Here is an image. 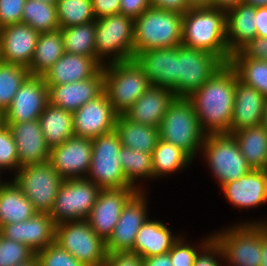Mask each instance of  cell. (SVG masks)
<instances>
[{
    "label": "cell",
    "mask_w": 267,
    "mask_h": 266,
    "mask_svg": "<svg viewBox=\"0 0 267 266\" xmlns=\"http://www.w3.org/2000/svg\"><path fill=\"white\" fill-rule=\"evenodd\" d=\"M235 84V70L229 64H224L187 98L206 134H230Z\"/></svg>",
    "instance_id": "1"
},
{
    "label": "cell",
    "mask_w": 267,
    "mask_h": 266,
    "mask_svg": "<svg viewBox=\"0 0 267 266\" xmlns=\"http://www.w3.org/2000/svg\"><path fill=\"white\" fill-rule=\"evenodd\" d=\"M182 45L217 56L228 64L226 11L215 7L192 8L182 18Z\"/></svg>",
    "instance_id": "2"
},
{
    "label": "cell",
    "mask_w": 267,
    "mask_h": 266,
    "mask_svg": "<svg viewBox=\"0 0 267 266\" xmlns=\"http://www.w3.org/2000/svg\"><path fill=\"white\" fill-rule=\"evenodd\" d=\"M250 220L212 231V238L222 250L225 266H260L262 223L267 224V219Z\"/></svg>",
    "instance_id": "3"
},
{
    "label": "cell",
    "mask_w": 267,
    "mask_h": 266,
    "mask_svg": "<svg viewBox=\"0 0 267 266\" xmlns=\"http://www.w3.org/2000/svg\"><path fill=\"white\" fill-rule=\"evenodd\" d=\"M183 15L149 7L134 19V57L149 49L182 45Z\"/></svg>",
    "instance_id": "4"
},
{
    "label": "cell",
    "mask_w": 267,
    "mask_h": 266,
    "mask_svg": "<svg viewBox=\"0 0 267 266\" xmlns=\"http://www.w3.org/2000/svg\"><path fill=\"white\" fill-rule=\"evenodd\" d=\"M159 135L194 160L199 157L206 133L200 127L192 103L187 98H175L161 120Z\"/></svg>",
    "instance_id": "5"
},
{
    "label": "cell",
    "mask_w": 267,
    "mask_h": 266,
    "mask_svg": "<svg viewBox=\"0 0 267 266\" xmlns=\"http://www.w3.org/2000/svg\"><path fill=\"white\" fill-rule=\"evenodd\" d=\"M102 69L104 92L118 115L124 114L152 85L135 59L106 63Z\"/></svg>",
    "instance_id": "6"
},
{
    "label": "cell",
    "mask_w": 267,
    "mask_h": 266,
    "mask_svg": "<svg viewBox=\"0 0 267 266\" xmlns=\"http://www.w3.org/2000/svg\"><path fill=\"white\" fill-rule=\"evenodd\" d=\"M200 154L219 188L252 170L232 134H206Z\"/></svg>",
    "instance_id": "7"
},
{
    "label": "cell",
    "mask_w": 267,
    "mask_h": 266,
    "mask_svg": "<svg viewBox=\"0 0 267 266\" xmlns=\"http://www.w3.org/2000/svg\"><path fill=\"white\" fill-rule=\"evenodd\" d=\"M95 44L103 65L134 59V19L121 13L96 19Z\"/></svg>",
    "instance_id": "8"
},
{
    "label": "cell",
    "mask_w": 267,
    "mask_h": 266,
    "mask_svg": "<svg viewBox=\"0 0 267 266\" xmlns=\"http://www.w3.org/2000/svg\"><path fill=\"white\" fill-rule=\"evenodd\" d=\"M9 178L39 213H50L64 180L49 161L21 167Z\"/></svg>",
    "instance_id": "9"
},
{
    "label": "cell",
    "mask_w": 267,
    "mask_h": 266,
    "mask_svg": "<svg viewBox=\"0 0 267 266\" xmlns=\"http://www.w3.org/2000/svg\"><path fill=\"white\" fill-rule=\"evenodd\" d=\"M55 242L84 266H103L107 256L106 242L87 220L56 224Z\"/></svg>",
    "instance_id": "10"
},
{
    "label": "cell",
    "mask_w": 267,
    "mask_h": 266,
    "mask_svg": "<svg viewBox=\"0 0 267 266\" xmlns=\"http://www.w3.org/2000/svg\"><path fill=\"white\" fill-rule=\"evenodd\" d=\"M121 147L120 138L115 130L93 138L92 159L86 178L101 189L131 187L119 161Z\"/></svg>",
    "instance_id": "11"
},
{
    "label": "cell",
    "mask_w": 267,
    "mask_h": 266,
    "mask_svg": "<svg viewBox=\"0 0 267 266\" xmlns=\"http://www.w3.org/2000/svg\"><path fill=\"white\" fill-rule=\"evenodd\" d=\"M100 191L87 178L63 180L49 215L55 224L86 220Z\"/></svg>",
    "instance_id": "12"
},
{
    "label": "cell",
    "mask_w": 267,
    "mask_h": 266,
    "mask_svg": "<svg viewBox=\"0 0 267 266\" xmlns=\"http://www.w3.org/2000/svg\"><path fill=\"white\" fill-rule=\"evenodd\" d=\"M223 65L213 54L179 45L178 83L171 90L176 98H188Z\"/></svg>",
    "instance_id": "13"
},
{
    "label": "cell",
    "mask_w": 267,
    "mask_h": 266,
    "mask_svg": "<svg viewBox=\"0 0 267 266\" xmlns=\"http://www.w3.org/2000/svg\"><path fill=\"white\" fill-rule=\"evenodd\" d=\"M148 194L147 191H138L126 203L112 235L106 241L107 253L134 252L136 235L141 226L151 216L148 215L150 213V211L148 212L150 210Z\"/></svg>",
    "instance_id": "14"
},
{
    "label": "cell",
    "mask_w": 267,
    "mask_h": 266,
    "mask_svg": "<svg viewBox=\"0 0 267 266\" xmlns=\"http://www.w3.org/2000/svg\"><path fill=\"white\" fill-rule=\"evenodd\" d=\"M137 192L133 187L101 189L86 219L97 236L108 240L126 203Z\"/></svg>",
    "instance_id": "15"
},
{
    "label": "cell",
    "mask_w": 267,
    "mask_h": 266,
    "mask_svg": "<svg viewBox=\"0 0 267 266\" xmlns=\"http://www.w3.org/2000/svg\"><path fill=\"white\" fill-rule=\"evenodd\" d=\"M92 159V139L72 136L50 149L49 162L61 177L86 178Z\"/></svg>",
    "instance_id": "16"
},
{
    "label": "cell",
    "mask_w": 267,
    "mask_h": 266,
    "mask_svg": "<svg viewBox=\"0 0 267 266\" xmlns=\"http://www.w3.org/2000/svg\"><path fill=\"white\" fill-rule=\"evenodd\" d=\"M72 114L75 136L89 139L115 130L118 116L105 92L85 103Z\"/></svg>",
    "instance_id": "17"
},
{
    "label": "cell",
    "mask_w": 267,
    "mask_h": 266,
    "mask_svg": "<svg viewBox=\"0 0 267 266\" xmlns=\"http://www.w3.org/2000/svg\"><path fill=\"white\" fill-rule=\"evenodd\" d=\"M48 104V86L43 77L30 75L4 112L5 123L37 120Z\"/></svg>",
    "instance_id": "18"
},
{
    "label": "cell",
    "mask_w": 267,
    "mask_h": 266,
    "mask_svg": "<svg viewBox=\"0 0 267 266\" xmlns=\"http://www.w3.org/2000/svg\"><path fill=\"white\" fill-rule=\"evenodd\" d=\"M38 36V31L22 22L0 28V61L29 68Z\"/></svg>",
    "instance_id": "19"
},
{
    "label": "cell",
    "mask_w": 267,
    "mask_h": 266,
    "mask_svg": "<svg viewBox=\"0 0 267 266\" xmlns=\"http://www.w3.org/2000/svg\"><path fill=\"white\" fill-rule=\"evenodd\" d=\"M220 190L226 201L240 211L267 205V170L252 169L238 180L224 184Z\"/></svg>",
    "instance_id": "20"
},
{
    "label": "cell",
    "mask_w": 267,
    "mask_h": 266,
    "mask_svg": "<svg viewBox=\"0 0 267 266\" xmlns=\"http://www.w3.org/2000/svg\"><path fill=\"white\" fill-rule=\"evenodd\" d=\"M55 227L49 213L37 212L25 221L3 225L0 234L6 239L24 243L37 253L55 242Z\"/></svg>",
    "instance_id": "21"
},
{
    "label": "cell",
    "mask_w": 267,
    "mask_h": 266,
    "mask_svg": "<svg viewBox=\"0 0 267 266\" xmlns=\"http://www.w3.org/2000/svg\"><path fill=\"white\" fill-rule=\"evenodd\" d=\"M103 92L104 72L102 68L87 80L48 86L49 104L72 113Z\"/></svg>",
    "instance_id": "22"
},
{
    "label": "cell",
    "mask_w": 267,
    "mask_h": 266,
    "mask_svg": "<svg viewBox=\"0 0 267 266\" xmlns=\"http://www.w3.org/2000/svg\"><path fill=\"white\" fill-rule=\"evenodd\" d=\"M5 124L14 138L20 168L49 161L50 148L44 138L39 119Z\"/></svg>",
    "instance_id": "23"
},
{
    "label": "cell",
    "mask_w": 267,
    "mask_h": 266,
    "mask_svg": "<svg viewBox=\"0 0 267 266\" xmlns=\"http://www.w3.org/2000/svg\"><path fill=\"white\" fill-rule=\"evenodd\" d=\"M134 59L152 85L172 89L178 83V46L142 51Z\"/></svg>",
    "instance_id": "24"
},
{
    "label": "cell",
    "mask_w": 267,
    "mask_h": 266,
    "mask_svg": "<svg viewBox=\"0 0 267 266\" xmlns=\"http://www.w3.org/2000/svg\"><path fill=\"white\" fill-rule=\"evenodd\" d=\"M175 98L171 89L151 85L124 115L136 123L159 128L168 106Z\"/></svg>",
    "instance_id": "25"
},
{
    "label": "cell",
    "mask_w": 267,
    "mask_h": 266,
    "mask_svg": "<svg viewBox=\"0 0 267 266\" xmlns=\"http://www.w3.org/2000/svg\"><path fill=\"white\" fill-rule=\"evenodd\" d=\"M102 66L96 57L65 52L42 77L47 86L80 82L93 77Z\"/></svg>",
    "instance_id": "26"
},
{
    "label": "cell",
    "mask_w": 267,
    "mask_h": 266,
    "mask_svg": "<svg viewBox=\"0 0 267 266\" xmlns=\"http://www.w3.org/2000/svg\"><path fill=\"white\" fill-rule=\"evenodd\" d=\"M266 97L255 88L241 82L236 74L235 100L230 134L251 126L261 125Z\"/></svg>",
    "instance_id": "27"
},
{
    "label": "cell",
    "mask_w": 267,
    "mask_h": 266,
    "mask_svg": "<svg viewBox=\"0 0 267 266\" xmlns=\"http://www.w3.org/2000/svg\"><path fill=\"white\" fill-rule=\"evenodd\" d=\"M148 218L136 235L134 252L142 258L169 252L182 234L173 233L163 220ZM175 234V235H174Z\"/></svg>",
    "instance_id": "28"
},
{
    "label": "cell",
    "mask_w": 267,
    "mask_h": 266,
    "mask_svg": "<svg viewBox=\"0 0 267 266\" xmlns=\"http://www.w3.org/2000/svg\"><path fill=\"white\" fill-rule=\"evenodd\" d=\"M255 16L256 8L243 2L226 11V38L231 54L256 37Z\"/></svg>",
    "instance_id": "29"
},
{
    "label": "cell",
    "mask_w": 267,
    "mask_h": 266,
    "mask_svg": "<svg viewBox=\"0 0 267 266\" xmlns=\"http://www.w3.org/2000/svg\"><path fill=\"white\" fill-rule=\"evenodd\" d=\"M115 131L122 146L144 153H152L160 138L159 128L136 123L124 114L117 116Z\"/></svg>",
    "instance_id": "30"
},
{
    "label": "cell",
    "mask_w": 267,
    "mask_h": 266,
    "mask_svg": "<svg viewBox=\"0 0 267 266\" xmlns=\"http://www.w3.org/2000/svg\"><path fill=\"white\" fill-rule=\"evenodd\" d=\"M36 213L31 201L10 178L0 187V228L30 219Z\"/></svg>",
    "instance_id": "31"
},
{
    "label": "cell",
    "mask_w": 267,
    "mask_h": 266,
    "mask_svg": "<svg viewBox=\"0 0 267 266\" xmlns=\"http://www.w3.org/2000/svg\"><path fill=\"white\" fill-rule=\"evenodd\" d=\"M64 53L61 28L39 33L32 63L28 68L30 75L43 76Z\"/></svg>",
    "instance_id": "32"
},
{
    "label": "cell",
    "mask_w": 267,
    "mask_h": 266,
    "mask_svg": "<svg viewBox=\"0 0 267 266\" xmlns=\"http://www.w3.org/2000/svg\"><path fill=\"white\" fill-rule=\"evenodd\" d=\"M41 129L50 149L75 136L73 114L62 108L48 104L39 116Z\"/></svg>",
    "instance_id": "33"
},
{
    "label": "cell",
    "mask_w": 267,
    "mask_h": 266,
    "mask_svg": "<svg viewBox=\"0 0 267 266\" xmlns=\"http://www.w3.org/2000/svg\"><path fill=\"white\" fill-rule=\"evenodd\" d=\"M118 157L128 184L139 192L147 191L148 188L146 189L143 183L146 180L150 182L154 180L152 153H144L122 146Z\"/></svg>",
    "instance_id": "34"
},
{
    "label": "cell",
    "mask_w": 267,
    "mask_h": 266,
    "mask_svg": "<svg viewBox=\"0 0 267 266\" xmlns=\"http://www.w3.org/2000/svg\"><path fill=\"white\" fill-rule=\"evenodd\" d=\"M252 169L267 170V131L262 125L231 133Z\"/></svg>",
    "instance_id": "35"
},
{
    "label": "cell",
    "mask_w": 267,
    "mask_h": 266,
    "mask_svg": "<svg viewBox=\"0 0 267 266\" xmlns=\"http://www.w3.org/2000/svg\"><path fill=\"white\" fill-rule=\"evenodd\" d=\"M152 161L155 181L180 173L194 163L183 150L160 138L152 152Z\"/></svg>",
    "instance_id": "36"
},
{
    "label": "cell",
    "mask_w": 267,
    "mask_h": 266,
    "mask_svg": "<svg viewBox=\"0 0 267 266\" xmlns=\"http://www.w3.org/2000/svg\"><path fill=\"white\" fill-rule=\"evenodd\" d=\"M66 53L96 57V20L61 28Z\"/></svg>",
    "instance_id": "37"
},
{
    "label": "cell",
    "mask_w": 267,
    "mask_h": 266,
    "mask_svg": "<svg viewBox=\"0 0 267 266\" xmlns=\"http://www.w3.org/2000/svg\"><path fill=\"white\" fill-rule=\"evenodd\" d=\"M238 79L267 98V61L249 57H231L228 63Z\"/></svg>",
    "instance_id": "38"
},
{
    "label": "cell",
    "mask_w": 267,
    "mask_h": 266,
    "mask_svg": "<svg viewBox=\"0 0 267 266\" xmlns=\"http://www.w3.org/2000/svg\"><path fill=\"white\" fill-rule=\"evenodd\" d=\"M21 22L30 25L39 33L60 28L56 4H48L39 0H26Z\"/></svg>",
    "instance_id": "39"
},
{
    "label": "cell",
    "mask_w": 267,
    "mask_h": 266,
    "mask_svg": "<svg viewBox=\"0 0 267 266\" xmlns=\"http://www.w3.org/2000/svg\"><path fill=\"white\" fill-rule=\"evenodd\" d=\"M30 76L28 68L0 61V110L5 112L13 97Z\"/></svg>",
    "instance_id": "40"
},
{
    "label": "cell",
    "mask_w": 267,
    "mask_h": 266,
    "mask_svg": "<svg viewBox=\"0 0 267 266\" xmlns=\"http://www.w3.org/2000/svg\"><path fill=\"white\" fill-rule=\"evenodd\" d=\"M60 28H67L96 20L91 0H57Z\"/></svg>",
    "instance_id": "41"
},
{
    "label": "cell",
    "mask_w": 267,
    "mask_h": 266,
    "mask_svg": "<svg viewBox=\"0 0 267 266\" xmlns=\"http://www.w3.org/2000/svg\"><path fill=\"white\" fill-rule=\"evenodd\" d=\"M186 239L182 234L169 250L173 266H193L200 250L212 239V232L201 238L198 244H192Z\"/></svg>",
    "instance_id": "42"
},
{
    "label": "cell",
    "mask_w": 267,
    "mask_h": 266,
    "mask_svg": "<svg viewBox=\"0 0 267 266\" xmlns=\"http://www.w3.org/2000/svg\"><path fill=\"white\" fill-rule=\"evenodd\" d=\"M36 253L24 243L6 239L0 234V266H15L32 260Z\"/></svg>",
    "instance_id": "43"
},
{
    "label": "cell",
    "mask_w": 267,
    "mask_h": 266,
    "mask_svg": "<svg viewBox=\"0 0 267 266\" xmlns=\"http://www.w3.org/2000/svg\"><path fill=\"white\" fill-rule=\"evenodd\" d=\"M20 168L18 151L9 127L0 128V170L13 175Z\"/></svg>",
    "instance_id": "44"
},
{
    "label": "cell",
    "mask_w": 267,
    "mask_h": 266,
    "mask_svg": "<svg viewBox=\"0 0 267 266\" xmlns=\"http://www.w3.org/2000/svg\"><path fill=\"white\" fill-rule=\"evenodd\" d=\"M36 257L39 266H84L56 242L38 251Z\"/></svg>",
    "instance_id": "45"
},
{
    "label": "cell",
    "mask_w": 267,
    "mask_h": 266,
    "mask_svg": "<svg viewBox=\"0 0 267 266\" xmlns=\"http://www.w3.org/2000/svg\"><path fill=\"white\" fill-rule=\"evenodd\" d=\"M26 0H0V28L21 23Z\"/></svg>",
    "instance_id": "46"
},
{
    "label": "cell",
    "mask_w": 267,
    "mask_h": 266,
    "mask_svg": "<svg viewBox=\"0 0 267 266\" xmlns=\"http://www.w3.org/2000/svg\"><path fill=\"white\" fill-rule=\"evenodd\" d=\"M193 266H225L222 250L213 238L200 250Z\"/></svg>",
    "instance_id": "47"
},
{
    "label": "cell",
    "mask_w": 267,
    "mask_h": 266,
    "mask_svg": "<svg viewBox=\"0 0 267 266\" xmlns=\"http://www.w3.org/2000/svg\"><path fill=\"white\" fill-rule=\"evenodd\" d=\"M231 57H249L267 61V38L255 37L249 40L238 51L232 53Z\"/></svg>",
    "instance_id": "48"
},
{
    "label": "cell",
    "mask_w": 267,
    "mask_h": 266,
    "mask_svg": "<svg viewBox=\"0 0 267 266\" xmlns=\"http://www.w3.org/2000/svg\"><path fill=\"white\" fill-rule=\"evenodd\" d=\"M103 266H143V258L132 251L107 253Z\"/></svg>",
    "instance_id": "49"
},
{
    "label": "cell",
    "mask_w": 267,
    "mask_h": 266,
    "mask_svg": "<svg viewBox=\"0 0 267 266\" xmlns=\"http://www.w3.org/2000/svg\"><path fill=\"white\" fill-rule=\"evenodd\" d=\"M151 7V0H120V13L133 19Z\"/></svg>",
    "instance_id": "50"
},
{
    "label": "cell",
    "mask_w": 267,
    "mask_h": 266,
    "mask_svg": "<svg viewBox=\"0 0 267 266\" xmlns=\"http://www.w3.org/2000/svg\"><path fill=\"white\" fill-rule=\"evenodd\" d=\"M96 19L120 13V0H91Z\"/></svg>",
    "instance_id": "51"
},
{
    "label": "cell",
    "mask_w": 267,
    "mask_h": 266,
    "mask_svg": "<svg viewBox=\"0 0 267 266\" xmlns=\"http://www.w3.org/2000/svg\"><path fill=\"white\" fill-rule=\"evenodd\" d=\"M151 7L184 15L190 7L187 0H151Z\"/></svg>",
    "instance_id": "52"
},
{
    "label": "cell",
    "mask_w": 267,
    "mask_h": 266,
    "mask_svg": "<svg viewBox=\"0 0 267 266\" xmlns=\"http://www.w3.org/2000/svg\"><path fill=\"white\" fill-rule=\"evenodd\" d=\"M256 37L267 38V7L256 8Z\"/></svg>",
    "instance_id": "53"
},
{
    "label": "cell",
    "mask_w": 267,
    "mask_h": 266,
    "mask_svg": "<svg viewBox=\"0 0 267 266\" xmlns=\"http://www.w3.org/2000/svg\"><path fill=\"white\" fill-rule=\"evenodd\" d=\"M143 266H173L169 252L143 258Z\"/></svg>",
    "instance_id": "54"
},
{
    "label": "cell",
    "mask_w": 267,
    "mask_h": 266,
    "mask_svg": "<svg viewBox=\"0 0 267 266\" xmlns=\"http://www.w3.org/2000/svg\"><path fill=\"white\" fill-rule=\"evenodd\" d=\"M241 3L242 0H212L211 7L227 11Z\"/></svg>",
    "instance_id": "55"
},
{
    "label": "cell",
    "mask_w": 267,
    "mask_h": 266,
    "mask_svg": "<svg viewBox=\"0 0 267 266\" xmlns=\"http://www.w3.org/2000/svg\"><path fill=\"white\" fill-rule=\"evenodd\" d=\"M260 266H267V224L262 223V258Z\"/></svg>",
    "instance_id": "56"
},
{
    "label": "cell",
    "mask_w": 267,
    "mask_h": 266,
    "mask_svg": "<svg viewBox=\"0 0 267 266\" xmlns=\"http://www.w3.org/2000/svg\"><path fill=\"white\" fill-rule=\"evenodd\" d=\"M187 3L192 8H209L211 7L212 0H187Z\"/></svg>",
    "instance_id": "57"
},
{
    "label": "cell",
    "mask_w": 267,
    "mask_h": 266,
    "mask_svg": "<svg viewBox=\"0 0 267 266\" xmlns=\"http://www.w3.org/2000/svg\"><path fill=\"white\" fill-rule=\"evenodd\" d=\"M242 2L252 5L255 8L267 7V0H242Z\"/></svg>",
    "instance_id": "58"
},
{
    "label": "cell",
    "mask_w": 267,
    "mask_h": 266,
    "mask_svg": "<svg viewBox=\"0 0 267 266\" xmlns=\"http://www.w3.org/2000/svg\"><path fill=\"white\" fill-rule=\"evenodd\" d=\"M261 125L265 128L267 131V98L265 99V104H264V113H263V119Z\"/></svg>",
    "instance_id": "59"
},
{
    "label": "cell",
    "mask_w": 267,
    "mask_h": 266,
    "mask_svg": "<svg viewBox=\"0 0 267 266\" xmlns=\"http://www.w3.org/2000/svg\"><path fill=\"white\" fill-rule=\"evenodd\" d=\"M15 266H39V263H38L37 257L35 256L32 260L27 261L22 264L15 265Z\"/></svg>",
    "instance_id": "60"
},
{
    "label": "cell",
    "mask_w": 267,
    "mask_h": 266,
    "mask_svg": "<svg viewBox=\"0 0 267 266\" xmlns=\"http://www.w3.org/2000/svg\"><path fill=\"white\" fill-rule=\"evenodd\" d=\"M5 125V115L2 110H0V128Z\"/></svg>",
    "instance_id": "61"
},
{
    "label": "cell",
    "mask_w": 267,
    "mask_h": 266,
    "mask_svg": "<svg viewBox=\"0 0 267 266\" xmlns=\"http://www.w3.org/2000/svg\"><path fill=\"white\" fill-rule=\"evenodd\" d=\"M3 174L6 175L7 173H6V172L3 173V172L0 170V187H1V186H2V185L9 179V178L6 179V178L4 177V179L1 180V178H3V177H2ZM5 179H6V180H5Z\"/></svg>",
    "instance_id": "62"
},
{
    "label": "cell",
    "mask_w": 267,
    "mask_h": 266,
    "mask_svg": "<svg viewBox=\"0 0 267 266\" xmlns=\"http://www.w3.org/2000/svg\"><path fill=\"white\" fill-rule=\"evenodd\" d=\"M48 4H57V0H39Z\"/></svg>",
    "instance_id": "63"
}]
</instances>
